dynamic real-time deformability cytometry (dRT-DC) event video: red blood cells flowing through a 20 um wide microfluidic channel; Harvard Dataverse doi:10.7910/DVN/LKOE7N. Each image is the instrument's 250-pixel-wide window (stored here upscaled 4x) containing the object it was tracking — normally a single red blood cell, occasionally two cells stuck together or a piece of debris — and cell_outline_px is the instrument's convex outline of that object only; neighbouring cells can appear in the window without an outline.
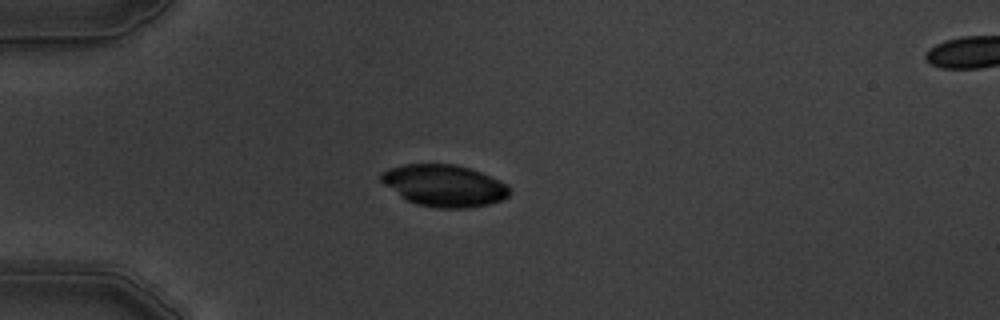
{"species": "common noctule bat (a hibernating species)", "species_latin": "Nyctalus noctula", "temperature_condition": "warm", "stored_images_in_passage": 6, "camera_frame_rate_fps": 3000, "um_per_image_px": 0.085, "animal": {"sex": "male", "body_mass_g": 19.5, "forearm_length_mm": 54.6}, "frame": {"image": 1, "passage_image": 3, "time_ms": 2.333, "image_size_px": [1000, 320], "cell_outline_px": [[512, 192], [504, 200], [488, 204], [468, 208], [436, 208], [416, 204], [400, 196], [384, 184], [380, 180], [380, 172], [388, 168], [404, 164], [456, 164], [480, 172], [508, 184]], "centroid_in_image_um": [37.76, 15.78], "position_along_channel_um": 47.2, "area_um2": 31.44}}